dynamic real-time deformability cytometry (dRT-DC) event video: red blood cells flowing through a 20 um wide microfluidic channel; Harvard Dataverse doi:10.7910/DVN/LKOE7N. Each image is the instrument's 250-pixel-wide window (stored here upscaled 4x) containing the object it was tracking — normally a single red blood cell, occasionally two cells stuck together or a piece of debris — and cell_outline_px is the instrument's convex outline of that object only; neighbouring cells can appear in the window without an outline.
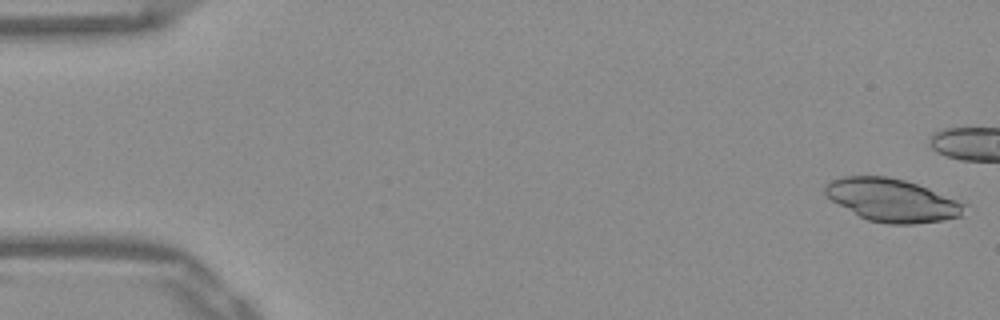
{"species": "Egyptian fruit bat (a non-hibernating species)", "species_latin": "Rousettus aegyptiacus", "temperature_condition": "warm", "stored_images_in_passage": 42, "camera_frame_rate_fps": 3000, "um_per_image_px": 0.085, "frame": {"image": 1, "passage_image": 1, "time_ms": 0.0, "image_size_px": [1000, 320], "cell_outline_px": [[968, 204], [960, 216], [944, 220], [912, 224], [888, 224], [868, 220], [860, 216], [832, 200], [824, 192], [824, 188], [832, 180], [844, 176], [888, 176], [904, 180], [928, 188]], "centroid_in_image_um": [75.86, 17.01], "position_along_channel_um": 9.1, "area_um2": 34.45}}